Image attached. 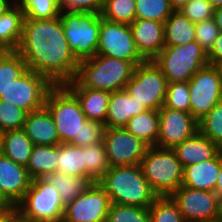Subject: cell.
Returning <instances> with one entry per match:
<instances>
[{
	"mask_svg": "<svg viewBox=\"0 0 222 222\" xmlns=\"http://www.w3.org/2000/svg\"><path fill=\"white\" fill-rule=\"evenodd\" d=\"M16 51L28 69L46 77L53 85H65L76 76L79 61L68 47L60 17L24 19Z\"/></svg>",
	"mask_w": 222,
	"mask_h": 222,
	"instance_id": "6da1fadb",
	"label": "cell"
},
{
	"mask_svg": "<svg viewBox=\"0 0 222 222\" xmlns=\"http://www.w3.org/2000/svg\"><path fill=\"white\" fill-rule=\"evenodd\" d=\"M135 65L110 56L95 55L79 61L73 81L67 88H93L109 92L124 90L131 80Z\"/></svg>",
	"mask_w": 222,
	"mask_h": 222,
	"instance_id": "7a4b0ae2",
	"label": "cell"
},
{
	"mask_svg": "<svg viewBox=\"0 0 222 222\" xmlns=\"http://www.w3.org/2000/svg\"><path fill=\"white\" fill-rule=\"evenodd\" d=\"M97 182L113 204L149 208L158 197L140 165L110 167Z\"/></svg>",
	"mask_w": 222,
	"mask_h": 222,
	"instance_id": "3957f363",
	"label": "cell"
},
{
	"mask_svg": "<svg viewBox=\"0 0 222 222\" xmlns=\"http://www.w3.org/2000/svg\"><path fill=\"white\" fill-rule=\"evenodd\" d=\"M45 107L57 127L61 143L80 146L82 126L88 119L77 97L65 85H54L47 94Z\"/></svg>",
	"mask_w": 222,
	"mask_h": 222,
	"instance_id": "277c9868",
	"label": "cell"
},
{
	"mask_svg": "<svg viewBox=\"0 0 222 222\" xmlns=\"http://www.w3.org/2000/svg\"><path fill=\"white\" fill-rule=\"evenodd\" d=\"M140 166L158 196H170L182 186L183 167L173 149L149 146Z\"/></svg>",
	"mask_w": 222,
	"mask_h": 222,
	"instance_id": "5b68a950",
	"label": "cell"
},
{
	"mask_svg": "<svg viewBox=\"0 0 222 222\" xmlns=\"http://www.w3.org/2000/svg\"><path fill=\"white\" fill-rule=\"evenodd\" d=\"M60 20L68 47L78 61L97 53L101 14L61 11Z\"/></svg>",
	"mask_w": 222,
	"mask_h": 222,
	"instance_id": "8992f818",
	"label": "cell"
},
{
	"mask_svg": "<svg viewBox=\"0 0 222 222\" xmlns=\"http://www.w3.org/2000/svg\"><path fill=\"white\" fill-rule=\"evenodd\" d=\"M153 61L168 83L188 82L208 64V57L204 49L196 41H192L180 46H165Z\"/></svg>",
	"mask_w": 222,
	"mask_h": 222,
	"instance_id": "52a82bcc",
	"label": "cell"
},
{
	"mask_svg": "<svg viewBox=\"0 0 222 222\" xmlns=\"http://www.w3.org/2000/svg\"><path fill=\"white\" fill-rule=\"evenodd\" d=\"M17 207L30 222H62L65 209L58 190L44 178L32 180Z\"/></svg>",
	"mask_w": 222,
	"mask_h": 222,
	"instance_id": "ba28073f",
	"label": "cell"
},
{
	"mask_svg": "<svg viewBox=\"0 0 222 222\" xmlns=\"http://www.w3.org/2000/svg\"><path fill=\"white\" fill-rule=\"evenodd\" d=\"M168 81L153 60H146L135 67L125 90L149 110L158 111L166 97Z\"/></svg>",
	"mask_w": 222,
	"mask_h": 222,
	"instance_id": "9c48e42d",
	"label": "cell"
},
{
	"mask_svg": "<svg viewBox=\"0 0 222 222\" xmlns=\"http://www.w3.org/2000/svg\"><path fill=\"white\" fill-rule=\"evenodd\" d=\"M96 55L126 60L135 66L146 61L136 47L130 24L110 22L102 17Z\"/></svg>",
	"mask_w": 222,
	"mask_h": 222,
	"instance_id": "30bf717a",
	"label": "cell"
},
{
	"mask_svg": "<svg viewBox=\"0 0 222 222\" xmlns=\"http://www.w3.org/2000/svg\"><path fill=\"white\" fill-rule=\"evenodd\" d=\"M53 86L46 77L27 69L12 81L0 100L10 102L29 113L45 106L47 94Z\"/></svg>",
	"mask_w": 222,
	"mask_h": 222,
	"instance_id": "8fae6325",
	"label": "cell"
},
{
	"mask_svg": "<svg viewBox=\"0 0 222 222\" xmlns=\"http://www.w3.org/2000/svg\"><path fill=\"white\" fill-rule=\"evenodd\" d=\"M190 113L199 121L222 100L220 74L215 65L207 64L188 81Z\"/></svg>",
	"mask_w": 222,
	"mask_h": 222,
	"instance_id": "7c38bea8",
	"label": "cell"
},
{
	"mask_svg": "<svg viewBox=\"0 0 222 222\" xmlns=\"http://www.w3.org/2000/svg\"><path fill=\"white\" fill-rule=\"evenodd\" d=\"M103 142L110 167L140 165L149 148L124 127H105Z\"/></svg>",
	"mask_w": 222,
	"mask_h": 222,
	"instance_id": "4fadbf2b",
	"label": "cell"
},
{
	"mask_svg": "<svg viewBox=\"0 0 222 222\" xmlns=\"http://www.w3.org/2000/svg\"><path fill=\"white\" fill-rule=\"evenodd\" d=\"M111 201L98 184L91 183L76 199L65 206L62 222H106Z\"/></svg>",
	"mask_w": 222,
	"mask_h": 222,
	"instance_id": "5bb4252c",
	"label": "cell"
},
{
	"mask_svg": "<svg viewBox=\"0 0 222 222\" xmlns=\"http://www.w3.org/2000/svg\"><path fill=\"white\" fill-rule=\"evenodd\" d=\"M170 197L185 222H210L218 218L219 197L215 192L181 186Z\"/></svg>",
	"mask_w": 222,
	"mask_h": 222,
	"instance_id": "9a60e30c",
	"label": "cell"
},
{
	"mask_svg": "<svg viewBox=\"0 0 222 222\" xmlns=\"http://www.w3.org/2000/svg\"><path fill=\"white\" fill-rule=\"evenodd\" d=\"M159 134L156 147L173 149L199 131L191 113L162 106L158 110Z\"/></svg>",
	"mask_w": 222,
	"mask_h": 222,
	"instance_id": "2e32d148",
	"label": "cell"
},
{
	"mask_svg": "<svg viewBox=\"0 0 222 222\" xmlns=\"http://www.w3.org/2000/svg\"><path fill=\"white\" fill-rule=\"evenodd\" d=\"M31 182L25 166L0 153V192L12 206H17L22 201Z\"/></svg>",
	"mask_w": 222,
	"mask_h": 222,
	"instance_id": "e0dca14e",
	"label": "cell"
},
{
	"mask_svg": "<svg viewBox=\"0 0 222 222\" xmlns=\"http://www.w3.org/2000/svg\"><path fill=\"white\" fill-rule=\"evenodd\" d=\"M130 26L139 53L146 60H153L165 47L164 23L135 19Z\"/></svg>",
	"mask_w": 222,
	"mask_h": 222,
	"instance_id": "ac0fdd59",
	"label": "cell"
},
{
	"mask_svg": "<svg viewBox=\"0 0 222 222\" xmlns=\"http://www.w3.org/2000/svg\"><path fill=\"white\" fill-rule=\"evenodd\" d=\"M23 130L34 145L61 144L57 127L45 106L27 113Z\"/></svg>",
	"mask_w": 222,
	"mask_h": 222,
	"instance_id": "d6986e66",
	"label": "cell"
},
{
	"mask_svg": "<svg viewBox=\"0 0 222 222\" xmlns=\"http://www.w3.org/2000/svg\"><path fill=\"white\" fill-rule=\"evenodd\" d=\"M220 165L221 151L213 159L184 167L182 186L215 192Z\"/></svg>",
	"mask_w": 222,
	"mask_h": 222,
	"instance_id": "ffe728a7",
	"label": "cell"
},
{
	"mask_svg": "<svg viewBox=\"0 0 222 222\" xmlns=\"http://www.w3.org/2000/svg\"><path fill=\"white\" fill-rule=\"evenodd\" d=\"M173 150L183 168L213 159L221 151L216 143L206 138L199 131L191 138L176 145Z\"/></svg>",
	"mask_w": 222,
	"mask_h": 222,
	"instance_id": "44dd1931",
	"label": "cell"
},
{
	"mask_svg": "<svg viewBox=\"0 0 222 222\" xmlns=\"http://www.w3.org/2000/svg\"><path fill=\"white\" fill-rule=\"evenodd\" d=\"M146 110L144 104H140L133 99L125 89L110 92L108 113L104 126L125 127L132 117Z\"/></svg>",
	"mask_w": 222,
	"mask_h": 222,
	"instance_id": "7402d4cb",
	"label": "cell"
},
{
	"mask_svg": "<svg viewBox=\"0 0 222 222\" xmlns=\"http://www.w3.org/2000/svg\"><path fill=\"white\" fill-rule=\"evenodd\" d=\"M78 99L88 120L105 125L110 92L93 88H68Z\"/></svg>",
	"mask_w": 222,
	"mask_h": 222,
	"instance_id": "603a6c76",
	"label": "cell"
},
{
	"mask_svg": "<svg viewBox=\"0 0 222 222\" xmlns=\"http://www.w3.org/2000/svg\"><path fill=\"white\" fill-rule=\"evenodd\" d=\"M24 12L16 2L0 15V51H16L22 39Z\"/></svg>",
	"mask_w": 222,
	"mask_h": 222,
	"instance_id": "cb8c5ba5",
	"label": "cell"
},
{
	"mask_svg": "<svg viewBox=\"0 0 222 222\" xmlns=\"http://www.w3.org/2000/svg\"><path fill=\"white\" fill-rule=\"evenodd\" d=\"M57 165L58 145H34L26 168L33 180L57 172Z\"/></svg>",
	"mask_w": 222,
	"mask_h": 222,
	"instance_id": "d4e9b609",
	"label": "cell"
},
{
	"mask_svg": "<svg viewBox=\"0 0 222 222\" xmlns=\"http://www.w3.org/2000/svg\"><path fill=\"white\" fill-rule=\"evenodd\" d=\"M33 146L23 129L2 132L1 153L17 164L27 166Z\"/></svg>",
	"mask_w": 222,
	"mask_h": 222,
	"instance_id": "484cf974",
	"label": "cell"
},
{
	"mask_svg": "<svg viewBox=\"0 0 222 222\" xmlns=\"http://www.w3.org/2000/svg\"><path fill=\"white\" fill-rule=\"evenodd\" d=\"M196 24L179 11L164 22L165 46H180L195 41Z\"/></svg>",
	"mask_w": 222,
	"mask_h": 222,
	"instance_id": "4316f807",
	"label": "cell"
},
{
	"mask_svg": "<svg viewBox=\"0 0 222 222\" xmlns=\"http://www.w3.org/2000/svg\"><path fill=\"white\" fill-rule=\"evenodd\" d=\"M124 128L149 146H156L159 134L158 111L147 109L132 117Z\"/></svg>",
	"mask_w": 222,
	"mask_h": 222,
	"instance_id": "83f0119b",
	"label": "cell"
},
{
	"mask_svg": "<svg viewBox=\"0 0 222 222\" xmlns=\"http://www.w3.org/2000/svg\"><path fill=\"white\" fill-rule=\"evenodd\" d=\"M85 147L70 143L58 145L57 172L85 178Z\"/></svg>",
	"mask_w": 222,
	"mask_h": 222,
	"instance_id": "f1b7e54d",
	"label": "cell"
},
{
	"mask_svg": "<svg viewBox=\"0 0 222 222\" xmlns=\"http://www.w3.org/2000/svg\"><path fill=\"white\" fill-rule=\"evenodd\" d=\"M60 193L62 203L66 206L80 196L91 182L87 178L54 172L44 178Z\"/></svg>",
	"mask_w": 222,
	"mask_h": 222,
	"instance_id": "f546056e",
	"label": "cell"
},
{
	"mask_svg": "<svg viewBox=\"0 0 222 222\" xmlns=\"http://www.w3.org/2000/svg\"><path fill=\"white\" fill-rule=\"evenodd\" d=\"M27 69L26 62L17 51H0V97Z\"/></svg>",
	"mask_w": 222,
	"mask_h": 222,
	"instance_id": "4dcf8cb0",
	"label": "cell"
},
{
	"mask_svg": "<svg viewBox=\"0 0 222 222\" xmlns=\"http://www.w3.org/2000/svg\"><path fill=\"white\" fill-rule=\"evenodd\" d=\"M85 178L97 182L110 168L104 142L85 147Z\"/></svg>",
	"mask_w": 222,
	"mask_h": 222,
	"instance_id": "1f68e13d",
	"label": "cell"
},
{
	"mask_svg": "<svg viewBox=\"0 0 222 222\" xmlns=\"http://www.w3.org/2000/svg\"><path fill=\"white\" fill-rule=\"evenodd\" d=\"M103 19L131 24L136 19V0H103Z\"/></svg>",
	"mask_w": 222,
	"mask_h": 222,
	"instance_id": "d6a6232c",
	"label": "cell"
},
{
	"mask_svg": "<svg viewBox=\"0 0 222 222\" xmlns=\"http://www.w3.org/2000/svg\"><path fill=\"white\" fill-rule=\"evenodd\" d=\"M24 12V19L51 20L60 16L57 0H16Z\"/></svg>",
	"mask_w": 222,
	"mask_h": 222,
	"instance_id": "836d02e7",
	"label": "cell"
},
{
	"mask_svg": "<svg viewBox=\"0 0 222 222\" xmlns=\"http://www.w3.org/2000/svg\"><path fill=\"white\" fill-rule=\"evenodd\" d=\"M173 12L170 0H136V19L164 23Z\"/></svg>",
	"mask_w": 222,
	"mask_h": 222,
	"instance_id": "e575fe53",
	"label": "cell"
},
{
	"mask_svg": "<svg viewBox=\"0 0 222 222\" xmlns=\"http://www.w3.org/2000/svg\"><path fill=\"white\" fill-rule=\"evenodd\" d=\"M199 132L222 150V100L198 121Z\"/></svg>",
	"mask_w": 222,
	"mask_h": 222,
	"instance_id": "d590c367",
	"label": "cell"
},
{
	"mask_svg": "<svg viewBox=\"0 0 222 222\" xmlns=\"http://www.w3.org/2000/svg\"><path fill=\"white\" fill-rule=\"evenodd\" d=\"M151 222H185L170 196H158L149 207Z\"/></svg>",
	"mask_w": 222,
	"mask_h": 222,
	"instance_id": "8d00e7d4",
	"label": "cell"
},
{
	"mask_svg": "<svg viewBox=\"0 0 222 222\" xmlns=\"http://www.w3.org/2000/svg\"><path fill=\"white\" fill-rule=\"evenodd\" d=\"M106 222H151L149 208L111 203Z\"/></svg>",
	"mask_w": 222,
	"mask_h": 222,
	"instance_id": "74e56055",
	"label": "cell"
},
{
	"mask_svg": "<svg viewBox=\"0 0 222 222\" xmlns=\"http://www.w3.org/2000/svg\"><path fill=\"white\" fill-rule=\"evenodd\" d=\"M163 106L190 113V90L188 82L168 83Z\"/></svg>",
	"mask_w": 222,
	"mask_h": 222,
	"instance_id": "f35d334b",
	"label": "cell"
},
{
	"mask_svg": "<svg viewBox=\"0 0 222 222\" xmlns=\"http://www.w3.org/2000/svg\"><path fill=\"white\" fill-rule=\"evenodd\" d=\"M26 115L22 108L0 100V131L23 129Z\"/></svg>",
	"mask_w": 222,
	"mask_h": 222,
	"instance_id": "ab89813d",
	"label": "cell"
},
{
	"mask_svg": "<svg viewBox=\"0 0 222 222\" xmlns=\"http://www.w3.org/2000/svg\"><path fill=\"white\" fill-rule=\"evenodd\" d=\"M220 30L213 18L196 23L195 41L208 53L219 35Z\"/></svg>",
	"mask_w": 222,
	"mask_h": 222,
	"instance_id": "60d3db41",
	"label": "cell"
},
{
	"mask_svg": "<svg viewBox=\"0 0 222 222\" xmlns=\"http://www.w3.org/2000/svg\"><path fill=\"white\" fill-rule=\"evenodd\" d=\"M179 12L196 24L213 18L214 7L207 0H190Z\"/></svg>",
	"mask_w": 222,
	"mask_h": 222,
	"instance_id": "b9f144b4",
	"label": "cell"
},
{
	"mask_svg": "<svg viewBox=\"0 0 222 222\" xmlns=\"http://www.w3.org/2000/svg\"><path fill=\"white\" fill-rule=\"evenodd\" d=\"M61 11L101 13L103 0H57Z\"/></svg>",
	"mask_w": 222,
	"mask_h": 222,
	"instance_id": "7bdbcfd3",
	"label": "cell"
},
{
	"mask_svg": "<svg viewBox=\"0 0 222 222\" xmlns=\"http://www.w3.org/2000/svg\"><path fill=\"white\" fill-rule=\"evenodd\" d=\"M104 131L105 126L101 122L87 120L82 126L80 146L86 147L103 142Z\"/></svg>",
	"mask_w": 222,
	"mask_h": 222,
	"instance_id": "ee69618b",
	"label": "cell"
},
{
	"mask_svg": "<svg viewBox=\"0 0 222 222\" xmlns=\"http://www.w3.org/2000/svg\"><path fill=\"white\" fill-rule=\"evenodd\" d=\"M0 222H30L17 206L1 210Z\"/></svg>",
	"mask_w": 222,
	"mask_h": 222,
	"instance_id": "f6af8a7d",
	"label": "cell"
},
{
	"mask_svg": "<svg viewBox=\"0 0 222 222\" xmlns=\"http://www.w3.org/2000/svg\"><path fill=\"white\" fill-rule=\"evenodd\" d=\"M207 57H208V64L210 65H216L222 62V32H220L219 35L217 36L213 44V47L207 53Z\"/></svg>",
	"mask_w": 222,
	"mask_h": 222,
	"instance_id": "bcb514c9",
	"label": "cell"
},
{
	"mask_svg": "<svg viewBox=\"0 0 222 222\" xmlns=\"http://www.w3.org/2000/svg\"><path fill=\"white\" fill-rule=\"evenodd\" d=\"M213 19L220 32H222V6L214 8Z\"/></svg>",
	"mask_w": 222,
	"mask_h": 222,
	"instance_id": "7dc6e473",
	"label": "cell"
},
{
	"mask_svg": "<svg viewBox=\"0 0 222 222\" xmlns=\"http://www.w3.org/2000/svg\"><path fill=\"white\" fill-rule=\"evenodd\" d=\"M215 193L217 194L219 199L222 198V150H221L220 172H219L217 183H216V186H215Z\"/></svg>",
	"mask_w": 222,
	"mask_h": 222,
	"instance_id": "c3c4849f",
	"label": "cell"
},
{
	"mask_svg": "<svg viewBox=\"0 0 222 222\" xmlns=\"http://www.w3.org/2000/svg\"><path fill=\"white\" fill-rule=\"evenodd\" d=\"M15 3L16 0H0V15L10 9Z\"/></svg>",
	"mask_w": 222,
	"mask_h": 222,
	"instance_id": "681fc988",
	"label": "cell"
},
{
	"mask_svg": "<svg viewBox=\"0 0 222 222\" xmlns=\"http://www.w3.org/2000/svg\"><path fill=\"white\" fill-rule=\"evenodd\" d=\"M190 0H170L171 7L174 11L181 10Z\"/></svg>",
	"mask_w": 222,
	"mask_h": 222,
	"instance_id": "f907efd6",
	"label": "cell"
},
{
	"mask_svg": "<svg viewBox=\"0 0 222 222\" xmlns=\"http://www.w3.org/2000/svg\"><path fill=\"white\" fill-rule=\"evenodd\" d=\"M11 207L12 205L4 198L3 194L0 192V210H7Z\"/></svg>",
	"mask_w": 222,
	"mask_h": 222,
	"instance_id": "816d5d0a",
	"label": "cell"
},
{
	"mask_svg": "<svg viewBox=\"0 0 222 222\" xmlns=\"http://www.w3.org/2000/svg\"><path fill=\"white\" fill-rule=\"evenodd\" d=\"M214 8L222 6V0H207Z\"/></svg>",
	"mask_w": 222,
	"mask_h": 222,
	"instance_id": "f5cc1de1",
	"label": "cell"
},
{
	"mask_svg": "<svg viewBox=\"0 0 222 222\" xmlns=\"http://www.w3.org/2000/svg\"><path fill=\"white\" fill-rule=\"evenodd\" d=\"M217 219L222 221V198L219 199V208H218V218Z\"/></svg>",
	"mask_w": 222,
	"mask_h": 222,
	"instance_id": "db71d44e",
	"label": "cell"
},
{
	"mask_svg": "<svg viewBox=\"0 0 222 222\" xmlns=\"http://www.w3.org/2000/svg\"><path fill=\"white\" fill-rule=\"evenodd\" d=\"M215 67H216L217 70L219 71V74H220V80H221V85H222V62L216 64Z\"/></svg>",
	"mask_w": 222,
	"mask_h": 222,
	"instance_id": "11a10c76",
	"label": "cell"
},
{
	"mask_svg": "<svg viewBox=\"0 0 222 222\" xmlns=\"http://www.w3.org/2000/svg\"><path fill=\"white\" fill-rule=\"evenodd\" d=\"M1 143H2V132L0 131V153H1Z\"/></svg>",
	"mask_w": 222,
	"mask_h": 222,
	"instance_id": "9f6ffc18",
	"label": "cell"
},
{
	"mask_svg": "<svg viewBox=\"0 0 222 222\" xmlns=\"http://www.w3.org/2000/svg\"><path fill=\"white\" fill-rule=\"evenodd\" d=\"M210 222H222V221L219 220V219H216V220H213V221H210Z\"/></svg>",
	"mask_w": 222,
	"mask_h": 222,
	"instance_id": "6f0895ef",
	"label": "cell"
}]
</instances>
